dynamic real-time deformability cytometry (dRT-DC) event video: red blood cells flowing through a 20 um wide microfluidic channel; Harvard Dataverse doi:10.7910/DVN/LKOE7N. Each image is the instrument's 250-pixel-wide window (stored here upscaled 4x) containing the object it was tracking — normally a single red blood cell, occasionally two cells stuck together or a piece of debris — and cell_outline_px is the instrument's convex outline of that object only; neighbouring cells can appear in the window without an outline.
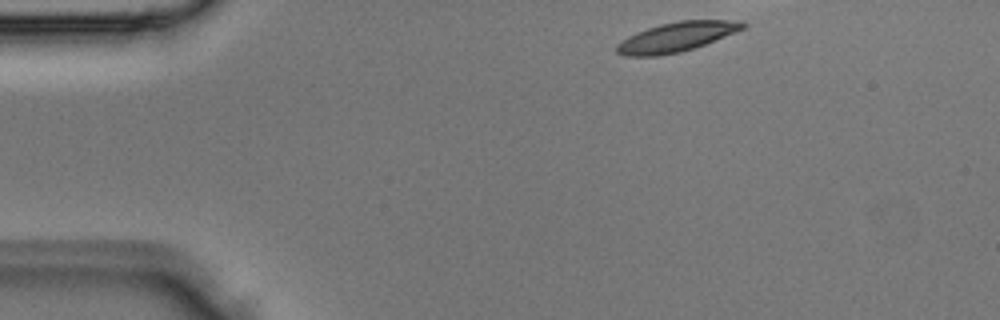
{"species": "Egyptian fruit bat (a non-hibernating species)", "species_latin": "Rousettus aegyptiacus", "temperature_condition": "room temperature", "stored_images_in_passage": 3, "camera_frame_rate_fps": 3000, "um_per_image_px": 0.085, "animal": {"sex": "male"}, "frame": {"image": 1, "passage_image": 1, "time_ms": 0.0, "image_size_px": [1000, 320], "cell_outline_px": [[748, 24], [744, 28], [704, 44], [680, 52], [656, 56], [624, 56], [616, 52], [616, 44], [628, 36], [636, 32], [660, 24], [680, 20], [724, 20]], "centroid_in_image_um": [57.41, 3.15], "position_along_channel_um": 27.6, "area_um2": 21.27}}